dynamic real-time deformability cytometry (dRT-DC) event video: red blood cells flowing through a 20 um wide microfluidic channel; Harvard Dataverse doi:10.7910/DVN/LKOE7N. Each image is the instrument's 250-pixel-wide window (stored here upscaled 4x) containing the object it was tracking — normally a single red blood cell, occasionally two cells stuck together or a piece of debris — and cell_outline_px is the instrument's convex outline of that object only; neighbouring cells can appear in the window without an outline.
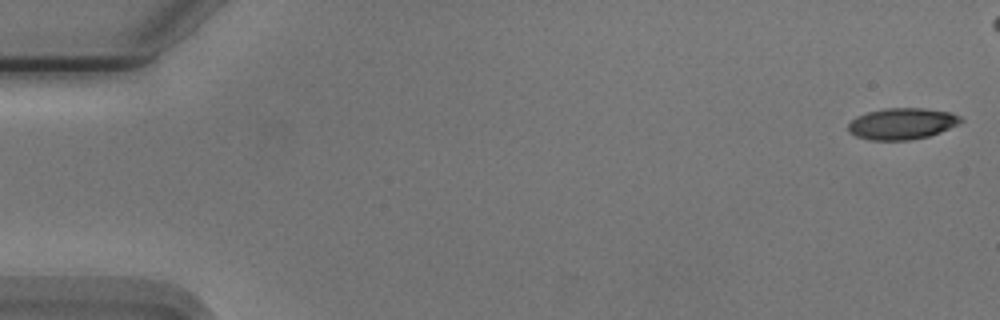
{"species": "Egyptian fruit bat (a non-hibernating species)", "species_latin": "Rousettus aegyptiacus", "temperature_condition": "cold", "stored_images_in_passage": 24, "camera_frame_rate_fps": 3000, "um_per_image_px": 0.085, "animal": {"sex": "male"}, "frame": {"image": 1, "passage_image": 1, "time_ms": 0.0, "image_size_px": [1000, 320], "cell_outline_px": [[964, 120], [940, 132], [928, 136], [908, 140], [872, 140], [856, 136], [848, 132], [848, 124], [856, 116], [868, 112], [884, 108], [924, 108], [952, 112], [960, 116]], "centroid_in_image_um": [76.65, 10.5], "position_along_channel_um": 8.3, "area_um2": 20.52}}
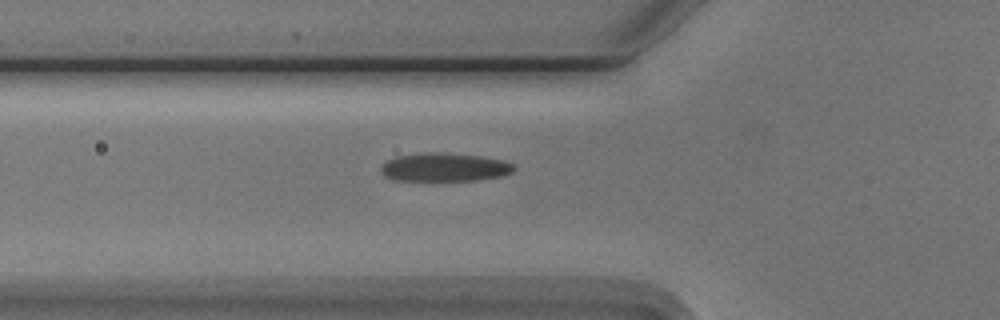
{"frame": {"image": 2, "passage_image": 19, "time_ms": 6.0, "image_size_px": [1000, 320], "cell_outline_px": [[516, 168], [512, 172], [500, 176], [476, 180], [392, 180], [384, 176], [380, 172], [380, 164], [396, 156], [420, 152], [444, 152], [480, 156], [504, 160], [512, 164]], "centroid_in_image_um": [37.72, 14.2], "position_along_channel_um": 88.1, "area_um2": 22.25}}
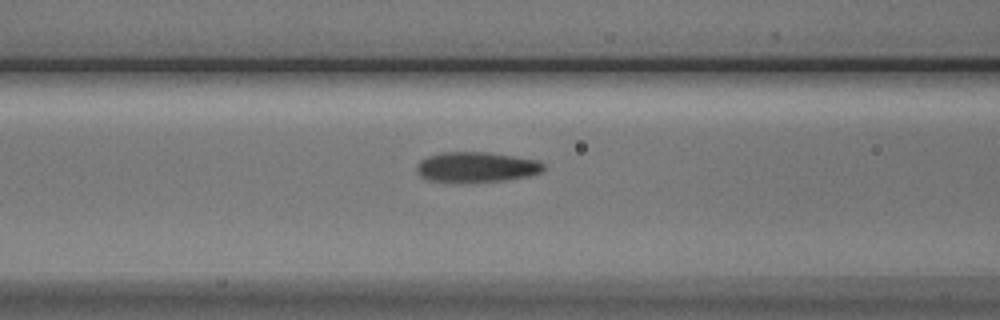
{"frame": {"image": 3, "passage_image": 22, "time_ms": 7.0, "image_size_px": [1000, 320], "cell_outline_px": [[544, 168], [540, 172], [528, 176], [504, 180], [464, 184], [428, 180], [420, 176], [416, 172], [416, 164], [420, 160], [428, 156], [440, 152], [488, 152], [536, 160], [544, 164]], "centroid_in_image_um": [40.41, 14.22], "position_along_channel_um": 126.2, "area_um2": 22.77}}